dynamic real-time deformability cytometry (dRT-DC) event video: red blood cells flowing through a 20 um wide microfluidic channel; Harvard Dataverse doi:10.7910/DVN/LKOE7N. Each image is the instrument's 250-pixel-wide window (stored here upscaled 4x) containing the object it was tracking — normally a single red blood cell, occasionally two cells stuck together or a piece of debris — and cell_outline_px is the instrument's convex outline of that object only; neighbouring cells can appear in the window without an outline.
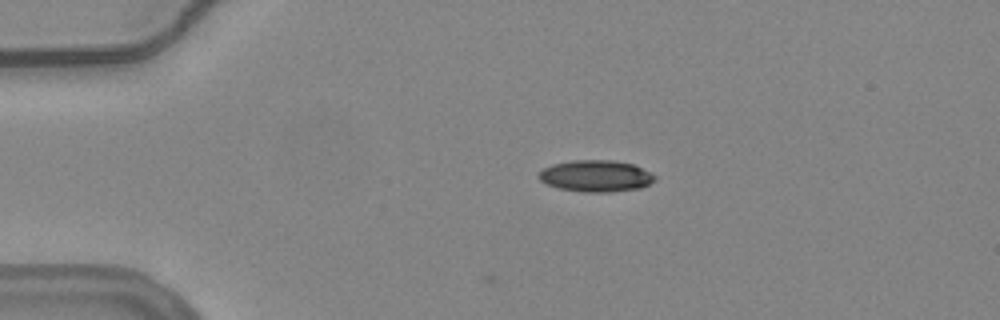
{"species": "common noctule bat (a hibernating species)", "species_latin": "Nyctalus noctula", "temperature_condition": "warm", "stored_images_in_passage": 5, "camera_frame_rate_fps": 3000, "um_per_image_px": 0.085, "animal": {"sex": "female", "body_mass_g": 24.6, "forearm_length_mm": 56.2}, "frame": {"image": 1, "passage_image": 1, "time_ms": 0.0, "image_size_px": [1000, 320], "cell_outline_px": [[656, 180], [640, 188], [612, 192], [584, 192], [560, 188], [548, 184], [540, 180], [536, 176], [544, 168], [552, 164], [572, 160], [612, 160], [632, 164], [656, 176]], "centroid_in_image_um": [50.63, 14.96], "position_along_channel_um": 34.4, "area_um2": 21.21}}